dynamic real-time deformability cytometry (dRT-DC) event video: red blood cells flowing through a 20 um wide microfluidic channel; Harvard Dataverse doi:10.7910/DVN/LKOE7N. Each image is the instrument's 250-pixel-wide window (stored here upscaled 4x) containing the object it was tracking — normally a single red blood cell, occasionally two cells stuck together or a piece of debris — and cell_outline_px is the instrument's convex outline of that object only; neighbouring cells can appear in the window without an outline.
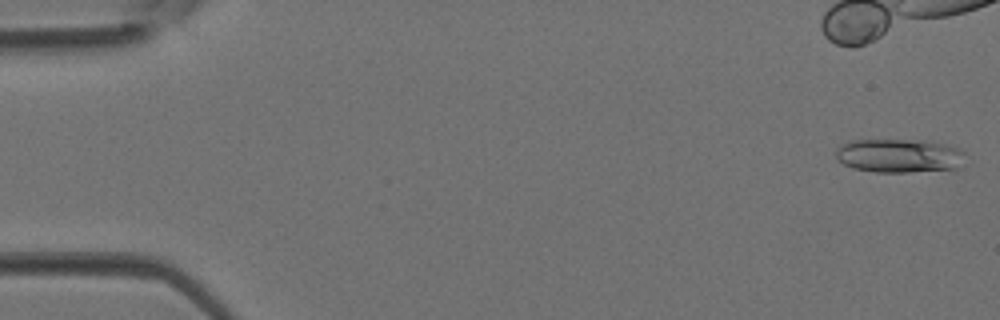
{"species": "Egyptian fruit bat (a non-hibernating species)", "species_latin": "Rousettus aegyptiacus", "temperature_condition": "room temperature", "stored_images_in_passage": 33, "camera_frame_rate_fps": 3000, "um_per_image_px": 0.085, "animal": {"sex": "female"}, "frame": {"image": 1, "passage_image": 1, "time_ms": 0.0, "image_size_px": [1000, 320], "cell_outline_px": [[964, 152], [956, 168], [908, 172], [876, 172], [852, 168], [844, 164], [836, 156], [836, 148], [848, 140], [924, 140], [944, 144], [960, 148]], "centroid_in_image_um": [76.36, 13.22], "position_along_channel_um": 8.6, "area_um2": 25.2}}